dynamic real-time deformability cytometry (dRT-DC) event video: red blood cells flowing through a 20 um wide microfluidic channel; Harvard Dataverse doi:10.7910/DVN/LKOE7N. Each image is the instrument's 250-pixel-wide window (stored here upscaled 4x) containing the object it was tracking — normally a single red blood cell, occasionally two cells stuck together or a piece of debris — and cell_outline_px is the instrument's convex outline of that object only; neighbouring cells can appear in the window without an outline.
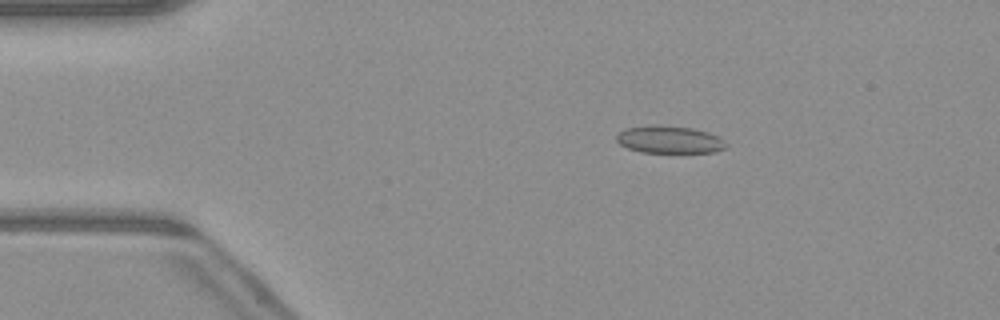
{"species": "common noctule bat (a hibernating species)", "species_latin": "Nyctalus noctula", "temperature_condition": "warm", "stored_images_in_passage": 49, "camera_frame_rate_fps": 3000, "um_per_image_px": 0.085, "animal": {"sex": "male", "body_mass_g": 23.1, "forearm_length_mm": 52.7}, "frame": {"image": 1, "passage_image": 8, "time_ms": 2.333, "image_size_px": [1000, 320], "cell_outline_px": [[728, 144], [724, 148], [716, 152], [640, 152], [628, 148], [620, 144], [616, 140], [616, 136], [624, 128], [656, 124], [692, 128], [708, 132], [724, 140]], "centroid_in_image_um": [56.88, 11.86], "position_along_channel_um": 28.1, "area_um2": 17.51}}
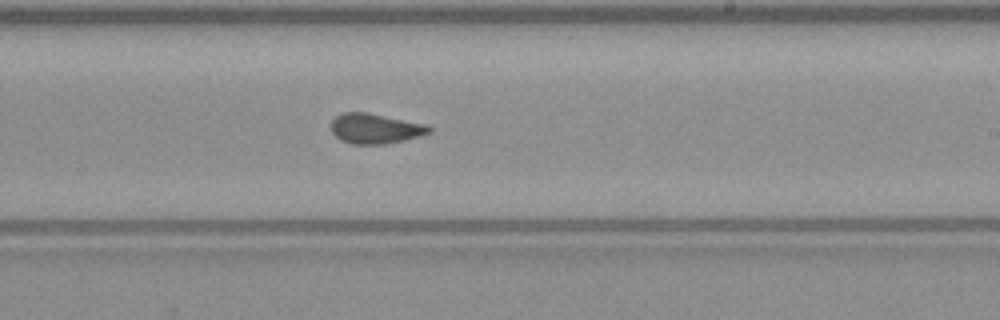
{"frame": {"image": 2, "passage_image": 29, "time_ms": 9.333, "image_size_px": [1000, 320], "cell_outline_px": [[432, 132], [420, 136], [404, 140], [384, 144], [352, 144], [340, 140], [332, 132], [332, 120], [336, 116], [344, 112], [368, 112], [428, 124], [432, 128]], "centroid_in_image_um": [31.93, 10.92], "position_along_channel_um": 257.1, "area_um2": 17.34}}
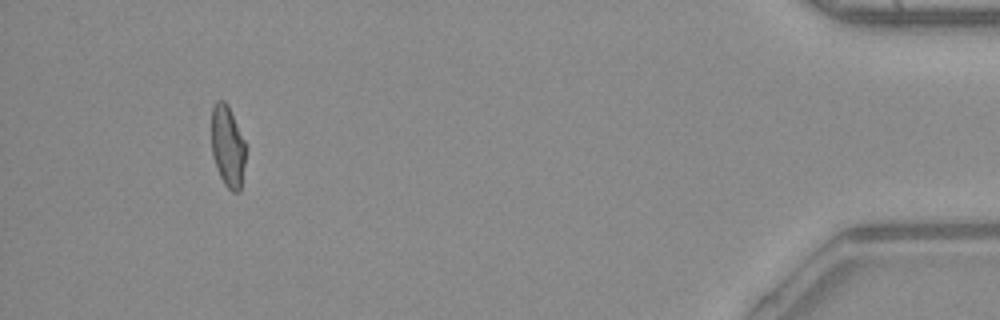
{"frame": {"image": 3, "passage_image": 46, "time_ms": 15.0, "image_size_px": [1000, 320], "cell_outline_px": [[244, 164], [240, 192], [232, 192], [224, 184], [216, 168], [212, 156], [212, 104], [216, 100], [224, 100], [228, 104], [244, 140]], "centroid_in_image_um": [19.33, 12.42], "position_along_channel_um": 415.9, "area_um2": 16.18}, "authors_computed_cell_mechanics": {"area_um2": 17.2244, "velocity_mm_per_s": 4.1102, "shape_relaxation_time_tau1_ms": null, "shape_relaxation_time_tau2_ms": 1.1614, "deformation_change_tau1": null, "deformation_change_tau2": 0.0786}}